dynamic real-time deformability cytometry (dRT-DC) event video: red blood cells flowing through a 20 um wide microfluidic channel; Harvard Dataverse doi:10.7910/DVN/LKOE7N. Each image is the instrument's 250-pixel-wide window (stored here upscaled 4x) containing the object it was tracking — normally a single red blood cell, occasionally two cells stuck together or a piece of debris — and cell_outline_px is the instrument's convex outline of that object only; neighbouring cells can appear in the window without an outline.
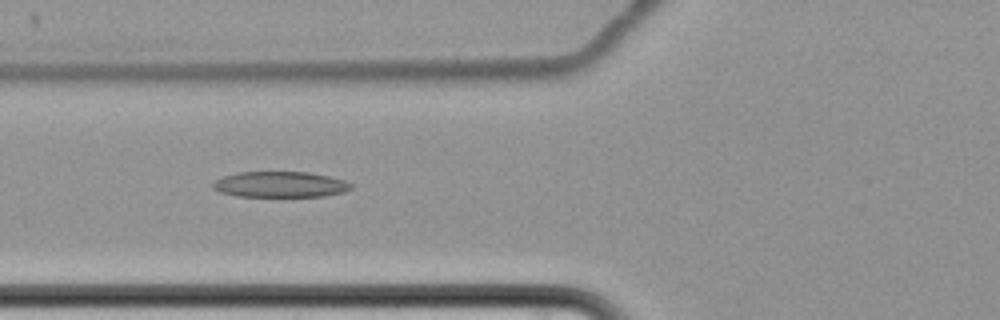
{"species": "common noctule bat (a hibernating species)", "species_latin": "Nyctalus noctula", "temperature_condition": "cold", "stored_images_in_passage": 10, "camera_frame_rate_fps": 3000, "um_per_image_px": 0.085, "animal": {"sex": "female", "body_mass_g": 22.7, "forearm_length_mm": 54.2}, "frame": {"image": 1, "passage_image": 7, "time_ms": 8.0, "image_size_px": [1000, 320], "cell_outline_px": [[352, 188], [344, 192], [324, 196], [236, 196], [220, 192], [212, 188], [212, 184], [216, 180], [224, 176], [236, 172], [308, 172], [328, 176], [344, 180], [352, 184]], "centroid_in_image_um": [23.81, 15.67], "position_along_channel_um": 102.0, "area_um2": 20.69}}
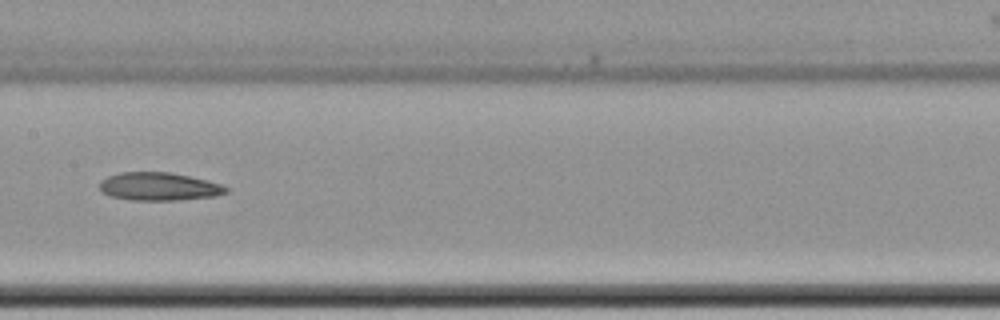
{"frame": {"image": 2, "passage_image": 9, "time_ms": 10.667, "image_size_px": [1000, 320], "cell_outline_px": [[228, 192], [216, 196], [176, 200], [132, 200], [112, 196], [100, 192], [100, 180], [108, 176], [120, 172], [168, 172], [208, 180], [220, 184], [228, 188]], "centroid_in_image_um": [13.5, 15.85], "position_along_channel_um": 193.9, "area_um2": 20.63}}
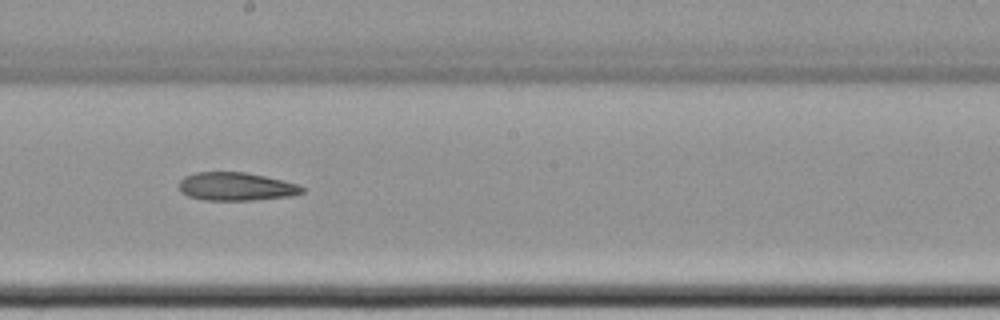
{"frame": {"image": 3, "passage_image": 10, "time_ms": 11.667, "image_size_px": [1000, 320], "cell_outline_px": [[304, 192], [292, 196], [252, 200], [204, 200], [188, 196], [180, 192], [180, 180], [184, 176], [196, 172], [244, 172], [264, 176], [296, 184], [304, 188]], "centroid_in_image_um": [20.04, 15.86], "position_along_channel_um": 228.2, "area_um2": 20.11}}